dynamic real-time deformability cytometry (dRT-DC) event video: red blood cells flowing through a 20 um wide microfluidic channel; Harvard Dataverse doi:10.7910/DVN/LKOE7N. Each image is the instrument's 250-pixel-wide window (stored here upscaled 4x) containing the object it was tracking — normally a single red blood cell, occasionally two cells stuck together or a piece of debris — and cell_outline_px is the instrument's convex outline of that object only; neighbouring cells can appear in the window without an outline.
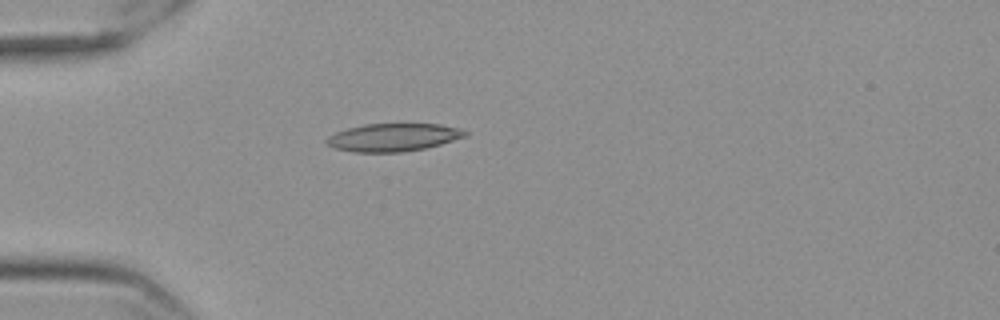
{"species": "Egyptian fruit bat (a non-hibernating species)", "species_latin": "Rousettus aegyptiacus", "temperature_condition": "cold", "stored_images_in_passage": 42, "camera_frame_rate_fps": 3000, "um_per_image_px": 0.085, "frame": {"image": 1, "passage_image": 1, "time_ms": 0.0, "image_size_px": [1000, 320], "cell_outline_px": [[468, 136], [440, 144], [424, 148], [400, 152], [352, 152], [332, 148], [324, 140], [328, 136], [336, 132], [348, 128], [364, 124], [440, 124], [460, 128], [468, 132]], "centroid_in_image_um": [33.41, 11.67], "position_along_channel_um": 51.6, "area_um2": 22.54}}
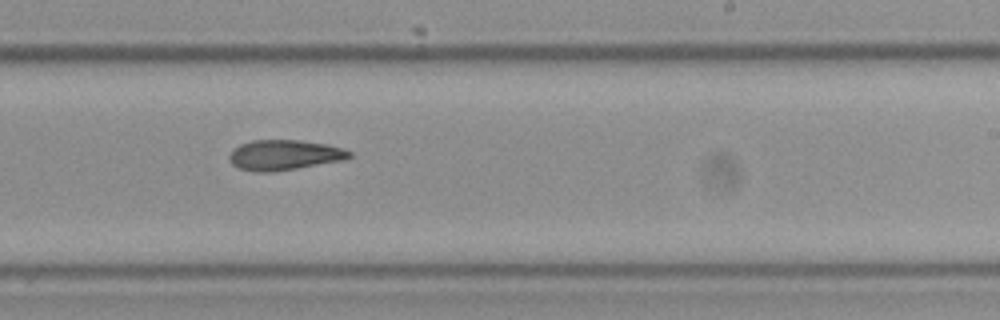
{"frame": {"image": 2, "passage_image": 20, "time_ms": 6.333, "image_size_px": [1000, 320], "cell_outline_px": [[352, 156], [344, 160], [272, 172], [256, 172], [240, 168], [232, 164], [228, 160], [228, 156], [232, 148], [240, 144], [252, 140], [300, 140], [328, 144], [344, 148], [352, 152]], "centroid_in_image_um": [24.16, 13.16], "position_along_channel_um": 264.8, "area_um2": 21.33}}
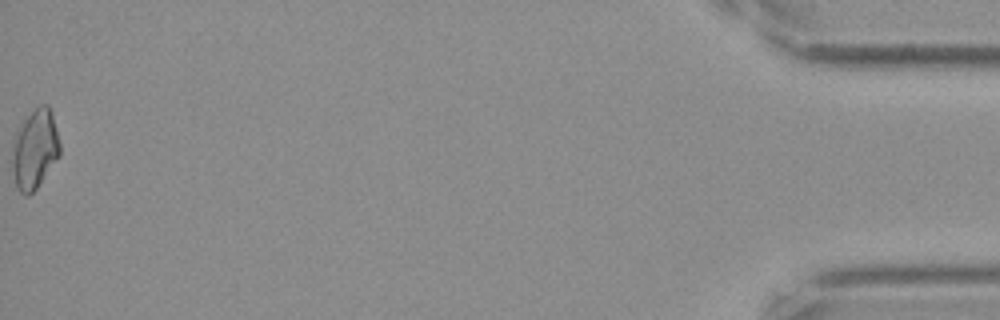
{"frame": {"image": 3, "passage_image": 42, "time_ms": 13.667, "image_size_px": [1000, 320], "cell_outline_px": [[60, 156], [36, 188], [28, 196], [20, 192], [16, 188], [12, 172], [12, 140], [16, 128], [40, 104], [48, 104], [52, 112], [60, 144]], "centroid_in_image_um": [2.94, 12.68], "position_along_channel_um": 432.3, "area_um2": 22.31}, "authors_computed_cell_mechanics": {"area_um2": 20.9814, "velocity_mm_per_s": 3.5657, "shape_relaxation_time_tau1_ms": null, "shape_relaxation_time_tau2_ms": 3.35, "deformation_change_tau1": null, "deformation_change_tau2": 0.1031}}